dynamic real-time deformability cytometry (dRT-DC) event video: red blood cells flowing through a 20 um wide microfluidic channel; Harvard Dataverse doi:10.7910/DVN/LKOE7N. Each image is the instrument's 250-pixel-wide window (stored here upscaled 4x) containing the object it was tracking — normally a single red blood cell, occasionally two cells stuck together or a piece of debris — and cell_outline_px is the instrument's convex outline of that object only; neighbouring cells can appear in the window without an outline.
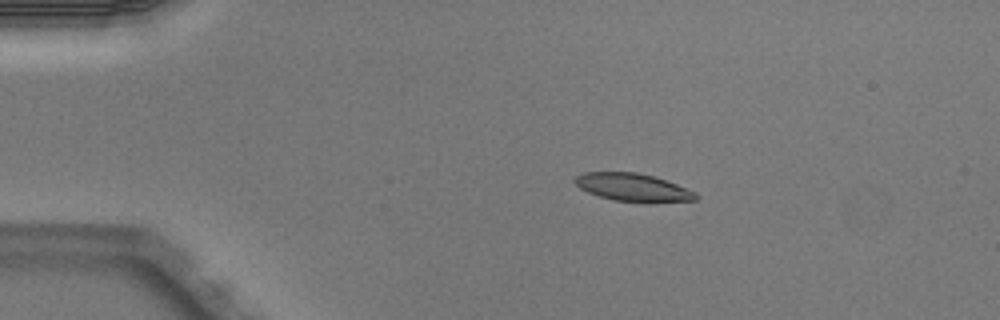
{"species": "Egyptian fruit bat (a non-hibernating species)", "species_latin": "Rousettus aegyptiacus", "temperature_condition": "warm", "stored_images_in_passage": 3, "camera_frame_rate_fps": 3000, "um_per_image_px": 0.085, "animal": {"sex": "male"}, "frame": {"image": 1, "passage_image": 2, "time_ms": 0.333, "image_size_px": [1000, 320], "cell_outline_px": [[700, 196], [696, 200], [648, 204], [612, 200], [588, 192], [580, 188], [572, 180], [576, 176], [584, 172], [636, 172], [652, 176], [676, 184], [696, 192]], "centroid_in_image_um": [53.83, 15.96], "position_along_channel_um": 31.2, "area_um2": 20.0}}